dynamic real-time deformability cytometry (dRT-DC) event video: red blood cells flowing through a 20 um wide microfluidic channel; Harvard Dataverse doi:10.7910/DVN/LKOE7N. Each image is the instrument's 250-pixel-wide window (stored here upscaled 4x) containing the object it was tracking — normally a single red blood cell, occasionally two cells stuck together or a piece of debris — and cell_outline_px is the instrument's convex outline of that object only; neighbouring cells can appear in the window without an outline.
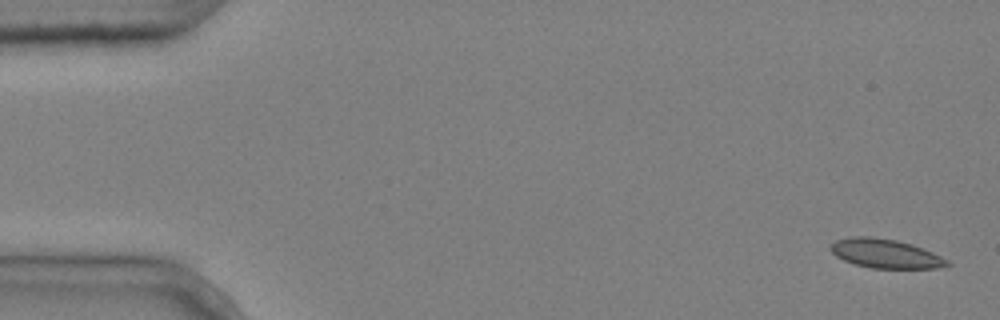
{"species": "common noctule bat (a hibernating species)", "species_latin": "Nyctalus noctula", "temperature_condition": "cold", "stored_images_in_passage": 4, "camera_frame_rate_fps": 3000, "um_per_image_px": 0.085, "animal": {"sex": "male", "body_mass_g": 20.4}, "frame": {"image": 1, "passage_image": 1, "time_ms": 0.0, "image_size_px": [1000, 320], "cell_outline_px": [[952, 264], [936, 268], [872, 268], [856, 264], [844, 260], [836, 256], [828, 248], [836, 240], [852, 236], [872, 236], [896, 240], [912, 244], [932, 252], [948, 260]], "centroid_in_image_um": [75.25, 21.54], "position_along_channel_um": 9.8, "area_um2": 19.65}}